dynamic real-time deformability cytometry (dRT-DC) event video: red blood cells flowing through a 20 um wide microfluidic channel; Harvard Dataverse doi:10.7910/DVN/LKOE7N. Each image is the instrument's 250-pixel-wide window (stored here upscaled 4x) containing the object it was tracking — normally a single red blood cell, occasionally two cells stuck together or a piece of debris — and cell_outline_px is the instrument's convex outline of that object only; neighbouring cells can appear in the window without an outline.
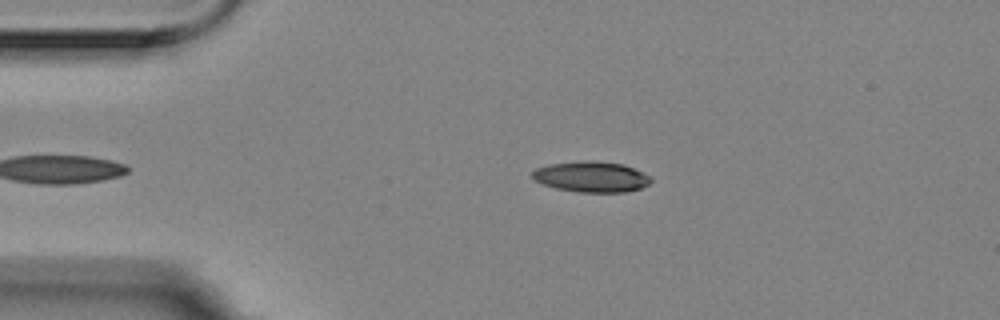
{"species": "Egyptian fruit bat (a non-hibernating species)", "species_latin": "Rousettus aegyptiacus", "temperature_condition": "room temperature", "stored_images_in_passage": 42, "camera_frame_rate_fps": 3000, "um_per_image_px": 0.085, "animal": {"sex": "female"}, "frame": {"image": 1, "passage_image": 3, "time_ms": 0.667, "image_size_px": [1000, 320], "cell_outline_px": [[652, 180], [648, 184], [640, 188], [624, 192], [580, 192], [556, 188], [532, 180], [532, 172], [536, 168], [548, 164], [584, 160], [596, 160], [624, 164], [644, 172], [652, 176]], "centroid_in_image_um": [50.28, 15.01], "position_along_channel_um": 34.7, "area_um2": 21.44}}
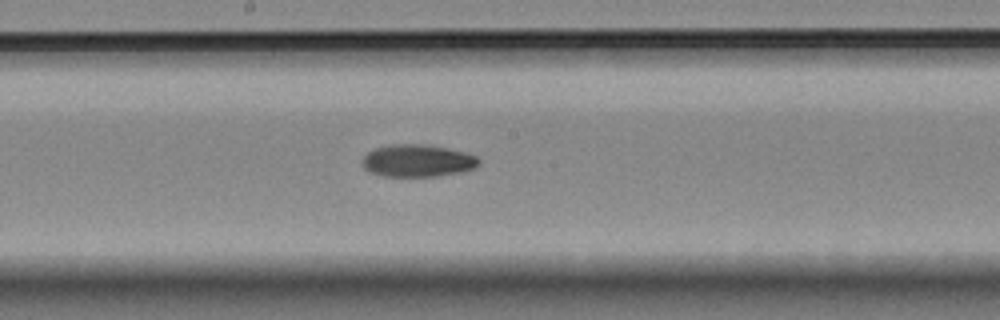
{"frame": {"image": 2, "passage_image": 21, "time_ms": 6.667, "image_size_px": [1000, 320], "cell_outline_px": [[480, 164], [476, 168], [464, 172], [440, 176], [384, 176], [368, 172], [360, 164], [360, 160], [368, 152], [376, 148], [392, 144], [424, 144], [448, 148], [464, 152], [476, 156], [480, 160]], "centroid_in_image_um": [35.5, 13.67], "position_along_channel_um": 212.7, "area_um2": 22.31}}
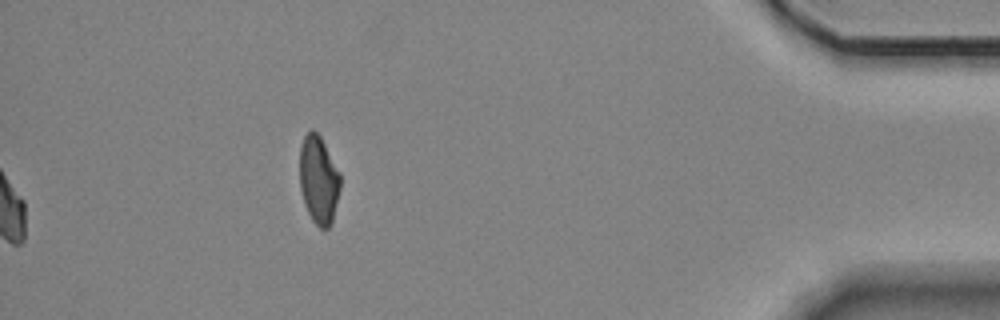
{"frame": {"image": 3, "passage_image": 42, "time_ms": 13.667, "image_size_px": [1000, 320], "cell_outline_px": [[340, 188], [332, 220], [328, 228], [320, 228], [312, 220], [304, 204], [300, 188], [300, 144], [304, 136], [312, 128], [320, 136], [340, 172]], "centroid_in_image_um": [27.07, 15.26], "position_along_channel_um": 408.1, "area_um2": 20.75}, "authors_computed_cell_mechanics": {"area_um2": 21.6172, "velocity_mm_per_s": 3.5394, "shape_relaxation_time_tau1_ms": 4.3444, "shape_relaxation_time_tau2_ms": null, "deformation_change_tau1": 0.1335, "deformation_change_tau2": null}}